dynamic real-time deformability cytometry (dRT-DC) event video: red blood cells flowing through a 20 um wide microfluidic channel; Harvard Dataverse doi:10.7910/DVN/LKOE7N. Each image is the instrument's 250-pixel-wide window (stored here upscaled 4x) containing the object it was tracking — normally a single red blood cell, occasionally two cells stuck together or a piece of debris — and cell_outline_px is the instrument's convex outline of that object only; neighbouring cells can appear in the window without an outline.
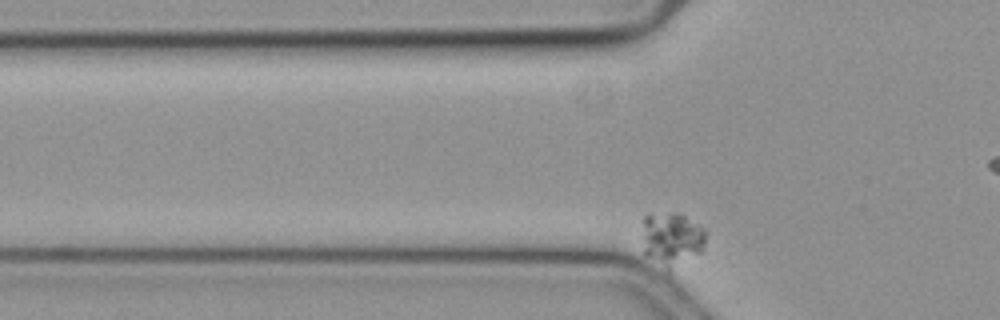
{"species": "common noctule bat (a hibernating species)", "species_latin": "Nyctalus noctula", "temperature_condition": "cold", "stored_images_in_passage": 46, "camera_frame_rate_fps": 3000, "um_per_image_px": 0.085, "animal": {"sex": "female", "body_mass_g": 19.3, "forearm_length_mm": 54.1}, "frame": {"image": 1, "passage_image": 5, "time_ms": 1.333, "image_size_px": [1000, 320], "cell_outline_px": [[704, 252], [668, 280], [644, 252], [644, 216], [648, 212], [680, 212], [704, 228]], "centroid_in_image_um": [57.13, 20.49], "position_along_channel_um": 68.7, "area_um2": 21.96}}
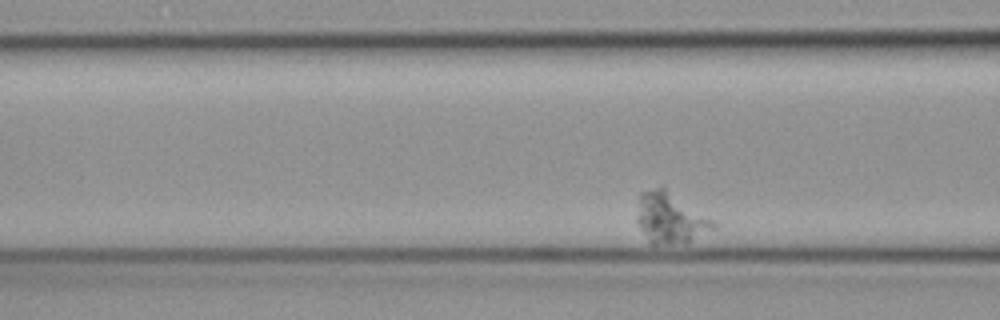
{"frame": {"image": 2, "passage_image": 10, "time_ms": 3.0, "image_size_px": [1000, 320], "cell_outline_px": [[716, 228], [688, 240], [656, 244], [652, 244], [648, 240], [640, 228], [636, 220], [636, 216], [640, 192], [660, 184], [716, 220]], "centroid_in_image_um": [56.96, 18.45], "position_along_channel_um": 109.6, "area_um2": 22.54}}
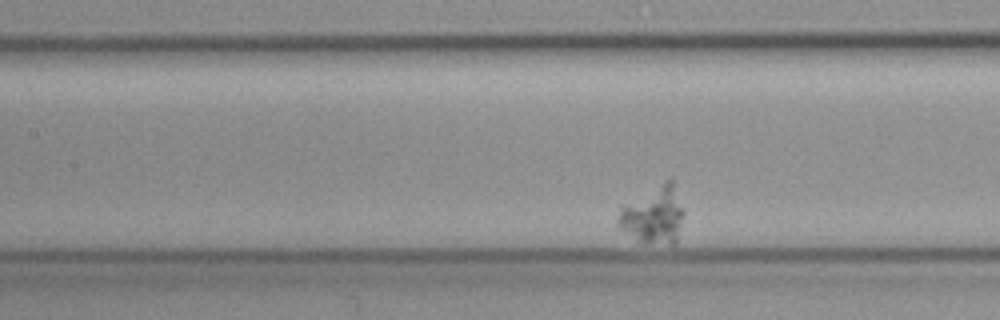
{"frame": {"image": 3, "passage_image": 15, "time_ms": 4.667, "image_size_px": [1000, 320], "cell_outline_px": [[684, 216], [676, 240], [672, 244], [644, 244], [636, 240], [620, 228], [616, 224], [616, 220], [620, 208], [624, 204], [668, 176], [672, 176], [684, 212]], "centroid_in_image_um": [55.54, 18.24], "position_along_channel_um": 151.9, "area_um2": 22.66}}